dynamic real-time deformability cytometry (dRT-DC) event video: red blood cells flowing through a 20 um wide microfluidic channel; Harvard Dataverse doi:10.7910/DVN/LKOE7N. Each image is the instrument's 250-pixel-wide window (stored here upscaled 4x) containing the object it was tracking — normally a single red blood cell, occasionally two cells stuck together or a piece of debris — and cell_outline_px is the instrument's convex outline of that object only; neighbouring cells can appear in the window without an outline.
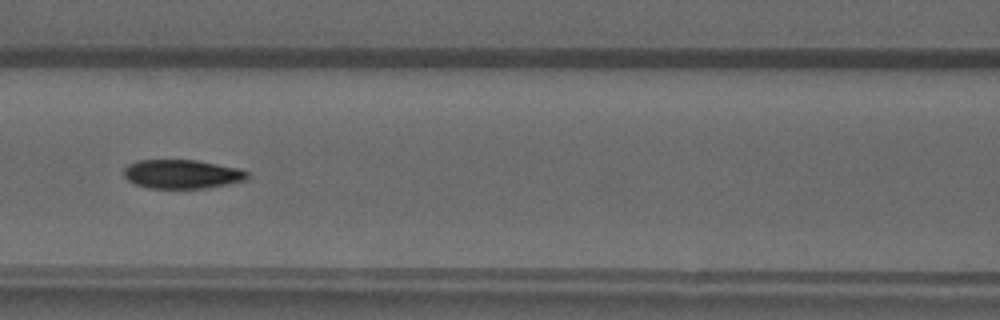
{"species": "common noctule bat (a hibernating species)", "species_latin": "Nyctalus noctula", "temperature_condition": "warm", "stored_images_in_passage": 46, "camera_frame_rate_fps": 3000, "um_per_image_px": 0.085, "animal": {"sex": "male", "forearm_length_mm": 52.5}, "frame": {"image": 1, "passage_image": 23, "time_ms": 7.333, "image_size_px": [1000, 320], "cell_outline_px": [[248, 176], [244, 180], [228, 184], [208, 188], [148, 188], [136, 184], [128, 180], [124, 176], [124, 168], [128, 164], [136, 160], [196, 160], [240, 168], [248, 172]], "centroid_in_image_um": [15.46, 14.79], "position_along_channel_um": 151.1, "area_um2": 20.87}}
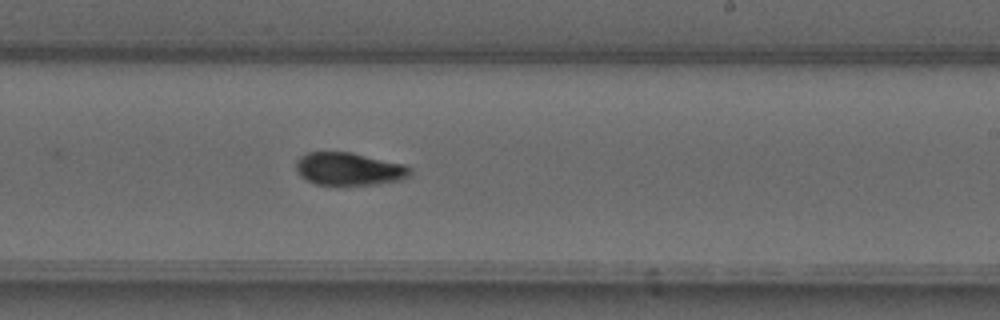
{"frame": {"image": 2, "passage_image": 31, "time_ms": 10.0, "image_size_px": [1000, 320], "cell_outline_px": [[412, 176], [400, 180], [372, 184], [336, 188], [316, 184], [300, 176], [296, 172], [296, 160], [300, 156], [308, 152], [352, 152], [408, 164], [412, 168]], "centroid_in_image_um": [29.69, 14.39], "position_along_channel_um": 259.3, "area_um2": 22.83}}
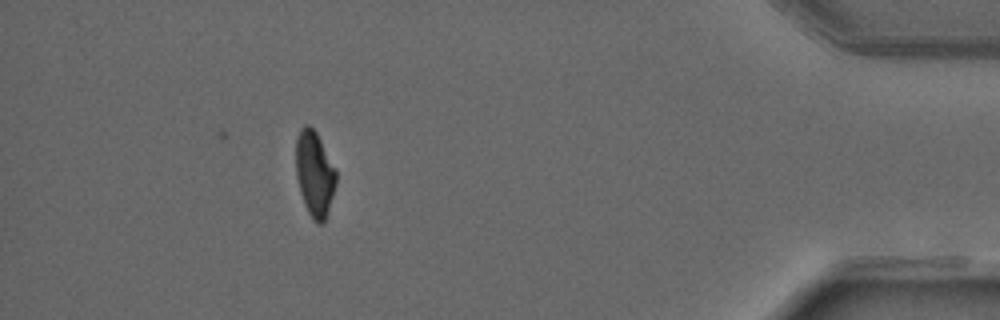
{"frame": {"image": 3, "passage_image": 46, "time_ms": 15.0, "image_size_px": [1000, 320], "cell_outline_px": [[336, 184], [328, 212], [324, 224], [316, 224], [308, 212], [304, 204], [300, 192], [296, 176], [296, 136], [300, 128], [304, 124], [308, 124], [316, 132], [336, 168]], "centroid_in_image_um": [26.74, 14.78], "position_along_channel_um": 408.5, "area_um2": 20.23}, "authors_computed_cell_mechanics": {"area_um2": 21.2993, "velocity_mm_per_s": 4.0845, "shape_relaxation_time_tau1_ms": 7.6961, "shape_relaxation_time_tau2_ms": 2.7226, "deformation_change_tau1": 0.2236, "deformation_change_tau2": 0.0651}}